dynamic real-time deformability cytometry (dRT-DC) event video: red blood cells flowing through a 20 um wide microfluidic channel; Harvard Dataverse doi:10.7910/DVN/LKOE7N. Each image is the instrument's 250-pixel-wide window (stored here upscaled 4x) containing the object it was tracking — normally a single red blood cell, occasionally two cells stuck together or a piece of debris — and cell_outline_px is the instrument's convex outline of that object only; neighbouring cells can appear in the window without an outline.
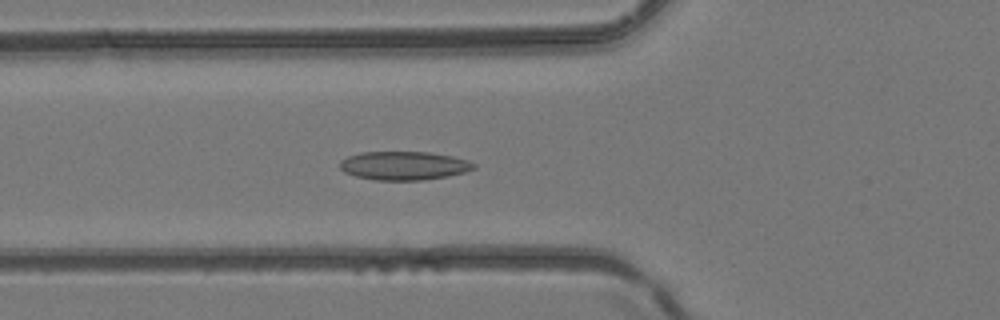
{"species": "common noctule bat (a hibernating species)", "species_latin": "Nyctalus noctula", "temperature_condition": "room temperature", "stored_images_in_passage": 31, "camera_frame_rate_fps": 3000, "um_per_image_px": 0.085, "animal": {"sex": "female", "body_mass_g": 24.6, "forearm_length_mm": 56.2}, "frame": {"image": 1, "passage_image": 4, "time_ms": 1.0, "image_size_px": [1000, 320], "cell_outline_px": [[476, 168], [464, 172], [448, 176], [424, 180], [376, 180], [356, 176], [344, 172], [340, 168], [340, 160], [348, 156], [360, 152], [432, 152], [452, 156], [468, 160], [476, 164]], "centroid_in_image_um": [34.34, 14.07], "position_along_channel_um": 91.5, "area_um2": 22.43}}
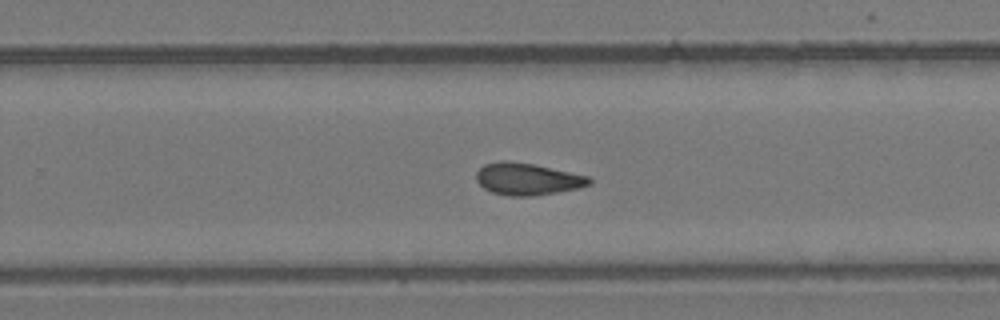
{"frame": {"image": 2, "passage_image": 16, "time_ms": 5.0, "image_size_px": [1000, 320], "cell_outline_px": [[592, 184], [580, 188], [532, 196], [508, 196], [492, 192], [484, 188], [476, 180], [476, 172], [484, 164], [500, 160], [508, 160], [532, 164], [588, 176], [592, 180]], "centroid_in_image_um": [44.81, 15.22], "position_along_channel_um": 285.0, "area_um2": 21.04}}
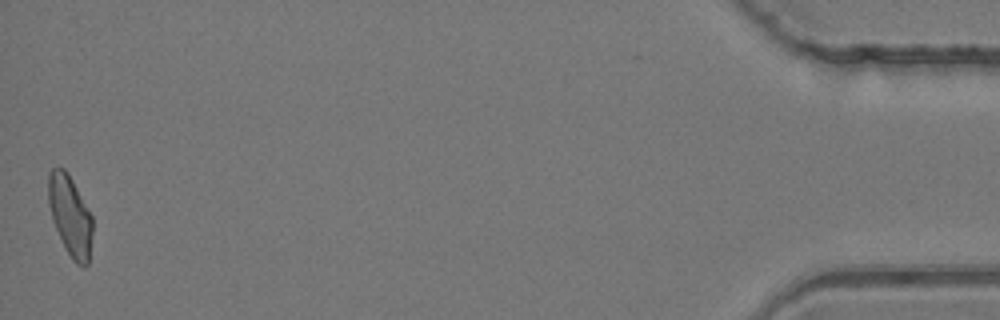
{"frame": {"image": 3, "passage_image": 31, "time_ms": 10.0, "image_size_px": [1000, 320], "cell_outline_px": [[92, 232], [88, 264], [84, 268], [76, 264], [72, 260], [64, 248], [52, 220], [48, 204], [48, 172], [52, 168], [64, 168], [68, 172], [92, 216]], "centroid_in_image_um": [5.95, 18.35], "position_along_channel_um": 429.3, "area_um2": 20.87}}